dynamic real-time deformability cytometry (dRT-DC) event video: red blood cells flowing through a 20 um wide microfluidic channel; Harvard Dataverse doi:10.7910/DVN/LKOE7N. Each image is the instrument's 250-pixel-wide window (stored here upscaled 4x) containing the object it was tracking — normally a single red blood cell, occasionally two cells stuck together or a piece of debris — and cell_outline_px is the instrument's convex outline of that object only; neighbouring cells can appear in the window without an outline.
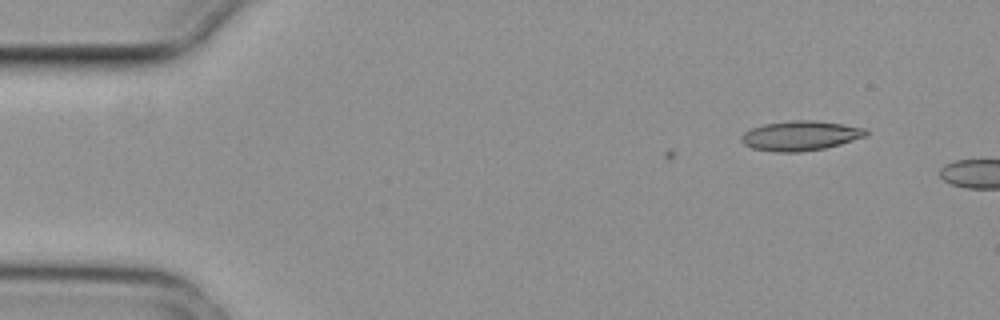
{"species": "common noctule bat (a hibernating species)", "species_latin": "Nyctalus noctula", "temperature_condition": "cold", "stored_images_in_passage": 3, "camera_frame_rate_fps": 3000, "um_per_image_px": 0.085, "animal": {"sex": "female", "body_mass_g": 29.2, "forearm_length_mm": 56.3}, "frame": {"image": 1, "passage_image": 3, "time_ms": 0.667, "image_size_px": [1000, 320], "cell_outline_px": [[868, 136], [840, 144], [824, 148], [800, 152], [776, 152], [752, 148], [744, 144], [740, 140], [740, 136], [744, 132], [752, 128], [764, 124], [788, 120], [812, 120], [844, 124], [868, 128]], "centroid_in_image_um": [68.06, 11.53], "position_along_channel_um": 16.9, "area_um2": 21.79}}